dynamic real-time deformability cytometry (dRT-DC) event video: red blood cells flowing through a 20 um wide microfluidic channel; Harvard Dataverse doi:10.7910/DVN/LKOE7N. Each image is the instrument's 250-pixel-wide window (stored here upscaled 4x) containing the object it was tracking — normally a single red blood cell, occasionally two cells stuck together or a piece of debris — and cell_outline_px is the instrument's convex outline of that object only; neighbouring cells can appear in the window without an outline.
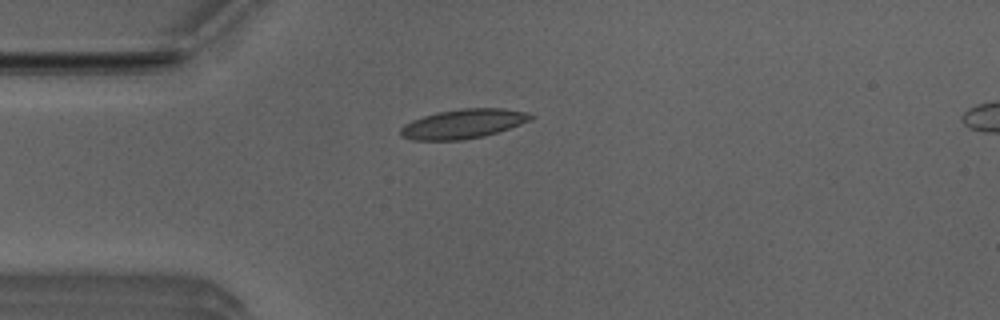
{"species": "Egyptian fruit bat (a non-hibernating species)", "species_latin": "Rousettus aegyptiacus", "temperature_condition": "room temperature", "stored_images_in_passage": 5, "camera_frame_rate_fps": 3000, "um_per_image_px": 0.085, "animal": {"sex": "male"}, "frame": {"image": 1, "passage_image": 4, "time_ms": 1.0, "image_size_px": [1000, 320], "cell_outline_px": [[536, 116], [520, 124], [484, 136], [464, 140], [412, 140], [400, 136], [400, 128], [404, 124], [412, 120], [436, 112], [460, 108], [504, 108], [524, 112]], "centroid_in_image_um": [39.32, 10.52], "position_along_channel_um": 45.7, "area_um2": 22.2}}